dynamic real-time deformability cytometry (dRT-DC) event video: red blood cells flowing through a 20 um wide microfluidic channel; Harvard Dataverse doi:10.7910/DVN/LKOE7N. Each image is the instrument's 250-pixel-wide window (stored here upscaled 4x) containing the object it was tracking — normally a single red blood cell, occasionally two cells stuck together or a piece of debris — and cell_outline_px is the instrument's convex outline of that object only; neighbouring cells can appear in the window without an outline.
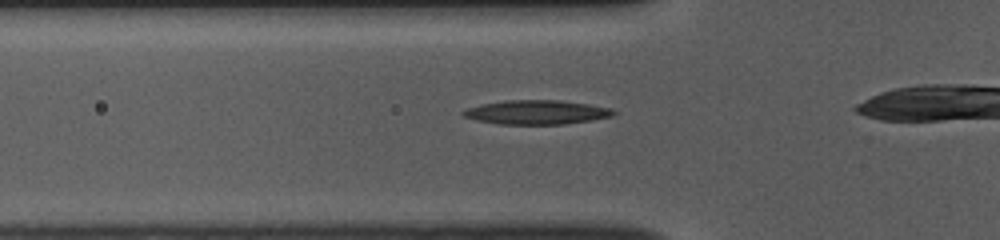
{"species": "common noctule bat (a hibernating species)", "species_latin": "Nyctalus noctula", "temperature_condition": "room temperature", "stored_images_in_passage": 29, "camera_frame_rate_fps": 3000, "um_per_image_px": 0.085, "animal": {"sex": "female", "body_mass_g": 10.0, "forearm_length_mm": 53.1}, "frame": {"image": 1, "passage_image": 5, "time_ms": 1.333, "image_size_px": [1000, 240], "cell_outline_px": [[616, 112], [612, 116], [592, 120], [564, 124], [500, 124], [476, 120], [464, 116], [460, 112], [468, 108], [480, 104], [504, 100], [560, 100], [588, 104], [612, 108]], "centroid_in_image_um": [45.61, 9.53], "position_along_channel_um": 80.2, "area_um2": 21.15}}
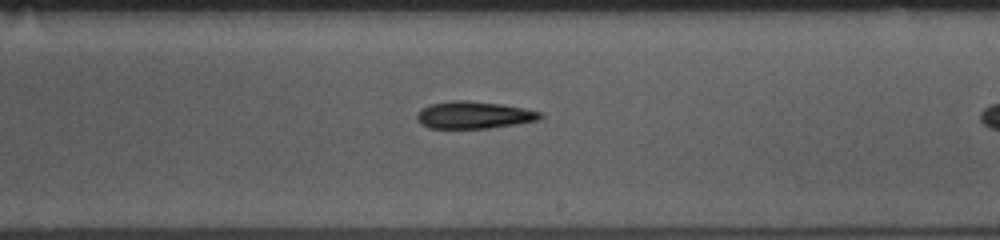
{"frame": {"image": 2, "passage_image": 18, "time_ms": 5.667, "image_size_px": [1000, 240], "cell_outline_px": [[544, 116], [540, 120], [516, 124], [488, 128], [428, 128], [416, 116], [416, 112], [420, 108], [432, 104], [452, 100], [468, 100], [500, 104], [524, 108], [540, 112]], "centroid_in_image_um": [40.3, 9.77], "position_along_channel_um": 248.7, "area_um2": 19.48}}
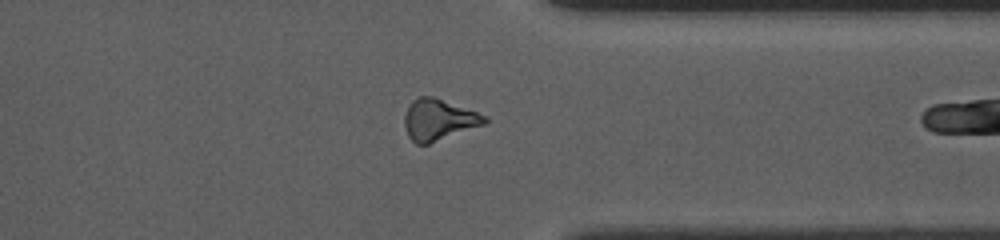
{"frame": {"image": 3, "passage_image": 28, "time_ms": 9.0, "image_size_px": [1000, 240], "cell_outline_px": [[488, 120], [484, 124], [428, 144], [416, 144], [408, 136], [404, 124], [404, 116], [412, 100], [420, 96], [432, 96], [488, 116]], "centroid_in_image_um": [37.27, 10.18], "position_along_channel_um": 374.1, "area_um2": 18.96}}